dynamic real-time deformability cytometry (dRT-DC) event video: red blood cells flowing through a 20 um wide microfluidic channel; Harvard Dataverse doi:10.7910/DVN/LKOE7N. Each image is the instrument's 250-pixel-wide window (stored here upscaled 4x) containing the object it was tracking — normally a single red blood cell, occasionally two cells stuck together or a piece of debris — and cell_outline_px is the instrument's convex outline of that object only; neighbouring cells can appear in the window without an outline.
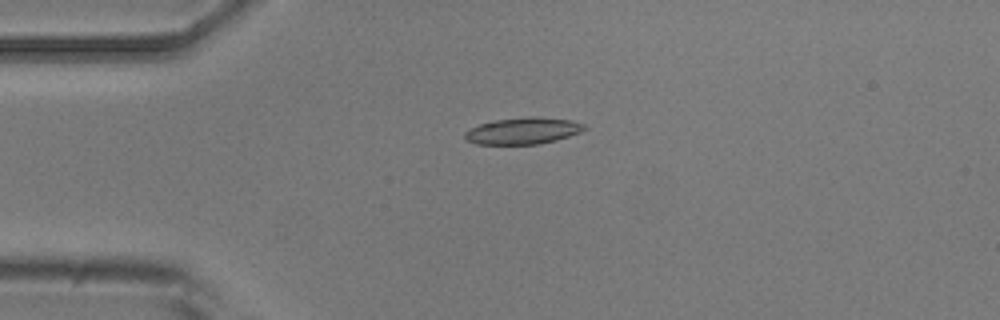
{"species": "common noctule bat (a hibernating species)", "species_latin": "Nyctalus noctula", "temperature_condition": "room temperature", "stored_images_in_passage": 6, "camera_frame_rate_fps": 3000, "um_per_image_px": 0.085, "animal": {"sex": "male", "body_mass_g": 20.5, "forearm_length_mm": 52.5}, "frame": {"image": 1, "passage_image": 3, "time_ms": 3.0, "image_size_px": [1000, 320], "cell_outline_px": [[588, 128], [580, 132], [556, 140], [540, 144], [476, 144], [464, 140], [464, 132], [468, 128], [480, 124], [496, 120], [528, 116], [536, 116], [568, 120], [584, 124]], "centroid_in_image_um": [44.41, 11.12], "position_along_channel_um": 40.6, "area_um2": 18.61}}
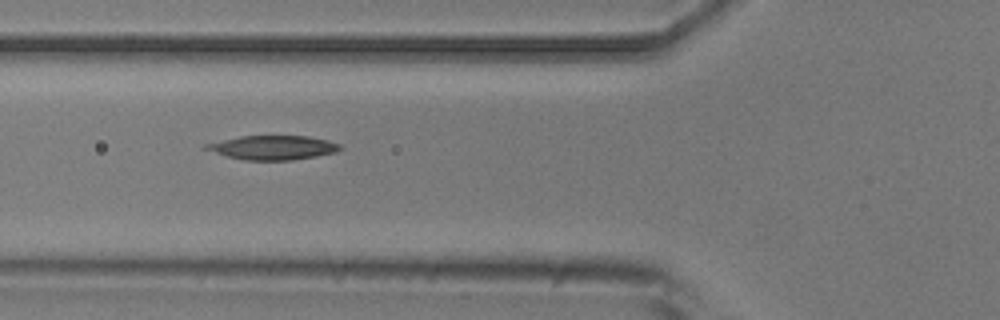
{"frame": {"image": 2, "passage_image": 5, "time_ms": 5.333, "image_size_px": [1000, 320], "cell_outline_px": [[344, 148], [336, 152], [316, 156], [292, 160], [244, 160], [228, 156], [204, 148], [204, 144], [240, 136], [308, 136], [328, 140], [340, 144]], "centroid_in_image_um": [23.25, 12.54], "position_along_channel_um": 102.5, "area_um2": 18.73}}
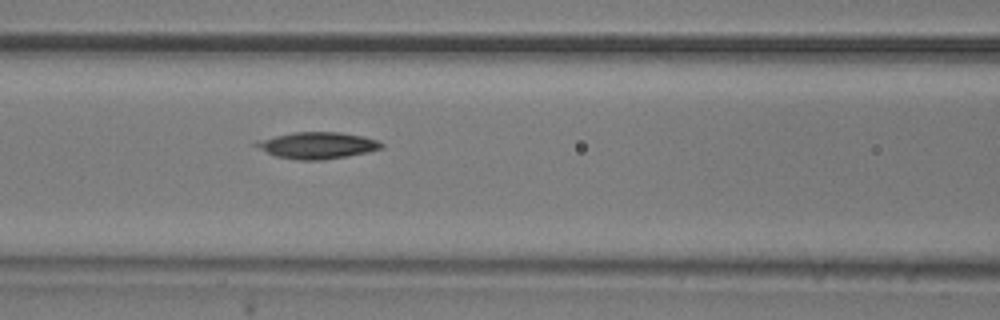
{"frame": {"image": 3, "passage_image": 6, "time_ms": 6.333, "image_size_px": [1000, 320], "cell_outline_px": [[384, 148], [368, 152], [348, 156], [320, 160], [300, 160], [276, 156], [252, 144], [256, 140], [292, 132], [340, 132], [364, 136], [376, 140], [384, 144]], "centroid_in_image_um": [26.99, 12.35], "position_along_channel_um": 139.6, "area_um2": 19.42}}